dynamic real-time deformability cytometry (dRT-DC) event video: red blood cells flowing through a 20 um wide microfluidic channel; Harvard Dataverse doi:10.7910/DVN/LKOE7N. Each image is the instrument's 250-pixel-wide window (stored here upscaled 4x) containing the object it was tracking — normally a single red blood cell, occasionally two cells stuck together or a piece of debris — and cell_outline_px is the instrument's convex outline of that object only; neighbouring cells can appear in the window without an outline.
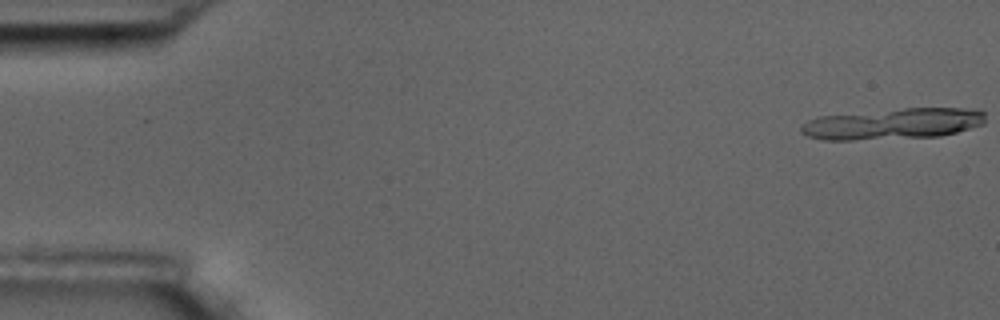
{"species": "common noctule bat (a hibernating species)", "species_latin": "Nyctalus noctula", "temperature_condition": "room temperature", "stored_images_in_passage": 7, "camera_frame_rate_fps": 3000, "um_per_image_px": 0.085, "animal": {"sex": "male", "body_mass_g": 17.5, "forearm_length_mm": 52.3}, "frame": {"image": 1, "passage_image": 1, "time_ms": 0.0, "image_size_px": [1000, 320], "cell_outline_px": [[984, 124], [956, 132], [940, 136], [852, 140], [824, 140], [808, 136], [800, 132], [800, 124], [816, 116], [904, 108], [976, 108], [984, 112]], "centroid_in_image_um": [75.87, 10.51], "position_along_channel_um": 9.1, "area_um2": 33.52}}